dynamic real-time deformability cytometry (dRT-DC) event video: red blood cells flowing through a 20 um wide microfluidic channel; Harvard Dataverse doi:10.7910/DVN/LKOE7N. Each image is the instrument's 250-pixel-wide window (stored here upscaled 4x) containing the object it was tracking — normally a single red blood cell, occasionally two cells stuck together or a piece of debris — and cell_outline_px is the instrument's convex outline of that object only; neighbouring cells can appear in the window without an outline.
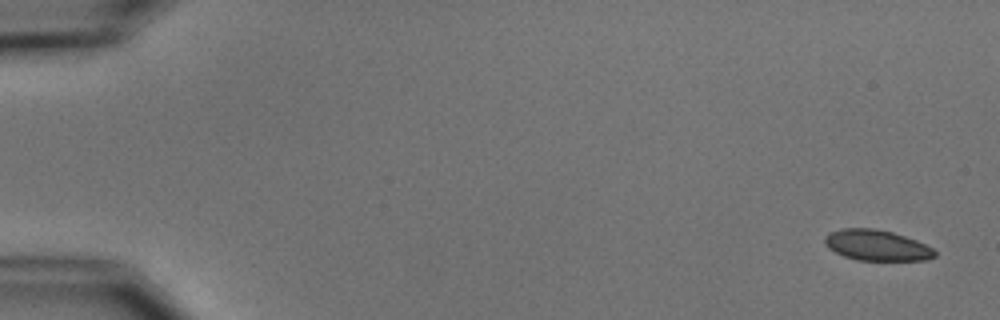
{"species": "common noctule bat (a hibernating species)", "species_latin": "Nyctalus noctula", "temperature_condition": "cold", "stored_images_in_passage": 5, "camera_frame_rate_fps": 3000, "um_per_image_px": 0.085, "animal": {"sex": "male", "body_mass_g": 15.6}, "frame": {"image": 1, "passage_image": 1, "time_ms": 0.0, "image_size_px": [1000, 320], "cell_outline_px": [[936, 256], [924, 260], [856, 260], [844, 256], [828, 248], [824, 244], [824, 236], [828, 232], [840, 228], [872, 228], [892, 232], [916, 240], [932, 248], [936, 252]], "centroid_in_image_um": [74.47, 20.84], "position_along_channel_um": 10.5, "area_um2": 19.71}}
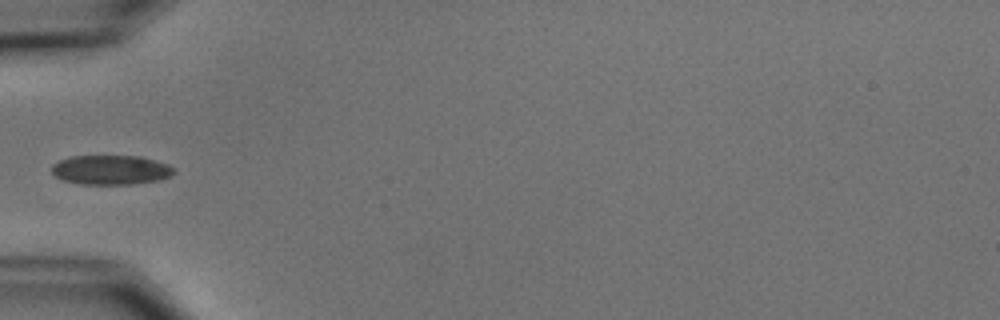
{"frame": {"image": 2, "passage_image": 5, "time_ms": 5.667, "image_size_px": [1000, 320], "cell_outline_px": [[176, 172], [172, 176], [160, 180], [136, 184], [80, 184], [64, 180], [56, 176], [52, 172], [52, 164], [68, 156], [140, 156], [168, 164], [176, 168]], "centroid_in_image_um": [9.47, 14.44], "position_along_channel_um": 75.5, "area_um2": 21.21}}